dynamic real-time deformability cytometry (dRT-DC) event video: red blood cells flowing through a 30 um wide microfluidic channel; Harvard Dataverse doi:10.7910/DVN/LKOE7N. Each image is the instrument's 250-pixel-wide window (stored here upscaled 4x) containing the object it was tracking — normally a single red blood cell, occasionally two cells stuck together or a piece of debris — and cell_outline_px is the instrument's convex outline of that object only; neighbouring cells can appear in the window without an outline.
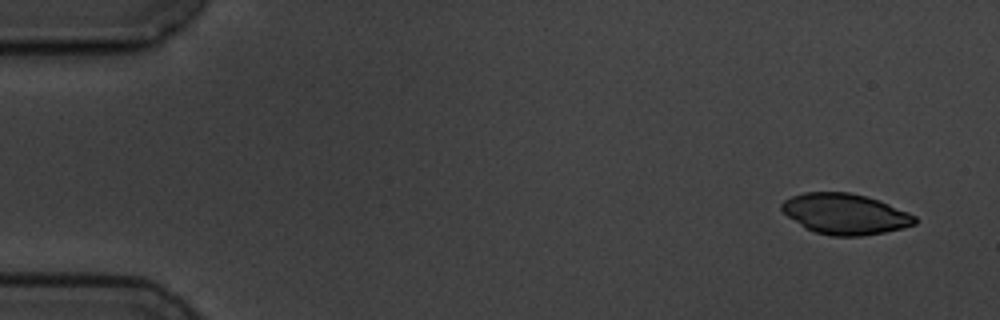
{"species": "common noctule bat (a hibernating species)", "species_latin": "Nyctalus noctula", "temperature_condition": "cold", "stored_images_in_passage": 5, "camera_frame_rate_fps": 3000, "um_per_image_px": 0.085, "animal": {"sex": "male", "body_mass_g": 19.5, "forearm_length_mm": 54.6}, "frame": {"image": 1, "passage_image": 1, "time_ms": 0.0, "image_size_px": [1000, 320], "cell_outline_px": [[916, 224], [904, 228], [884, 232], [860, 236], [832, 236], [816, 232], [808, 228], [788, 216], [780, 208], [780, 204], [784, 200], [792, 196], [804, 192], [848, 192], [868, 196], [880, 200], [908, 212], [916, 216]], "centroid_in_image_um": [71.87, 18.17], "position_along_channel_um": 13.1, "area_um2": 31.44}}